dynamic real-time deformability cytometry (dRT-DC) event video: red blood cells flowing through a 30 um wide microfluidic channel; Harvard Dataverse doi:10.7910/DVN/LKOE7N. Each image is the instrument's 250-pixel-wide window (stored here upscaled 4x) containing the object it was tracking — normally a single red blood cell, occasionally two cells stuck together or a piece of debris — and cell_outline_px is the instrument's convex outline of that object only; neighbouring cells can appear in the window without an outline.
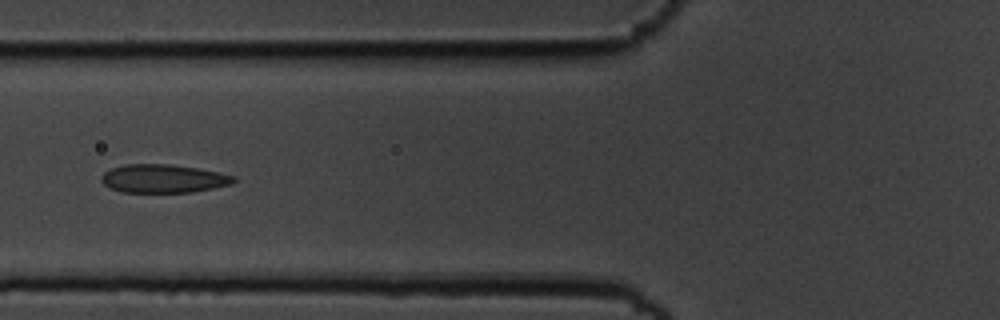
{"species": "common noctule bat (a hibernating species)", "species_latin": "Nyctalus noctula", "temperature_condition": "cold", "stored_images_in_passage": 7, "camera_frame_rate_fps": 3000, "um_per_image_px": 0.085, "animal": {"sex": "male", "body_mass_g": 19.5, "forearm_length_mm": 54.6}, "frame": {"image": 1, "passage_image": 7, "time_ms": 2.0, "image_size_px": [1000, 320], "cell_outline_px": [[236, 180], [232, 184], [192, 192], [120, 192], [108, 188], [100, 180], [100, 176], [104, 172], [112, 168], [124, 164], [168, 164], [196, 168], [236, 176]], "centroid_in_image_um": [13.83, 15.18], "position_along_channel_um": 112.0, "area_um2": 21.91}}